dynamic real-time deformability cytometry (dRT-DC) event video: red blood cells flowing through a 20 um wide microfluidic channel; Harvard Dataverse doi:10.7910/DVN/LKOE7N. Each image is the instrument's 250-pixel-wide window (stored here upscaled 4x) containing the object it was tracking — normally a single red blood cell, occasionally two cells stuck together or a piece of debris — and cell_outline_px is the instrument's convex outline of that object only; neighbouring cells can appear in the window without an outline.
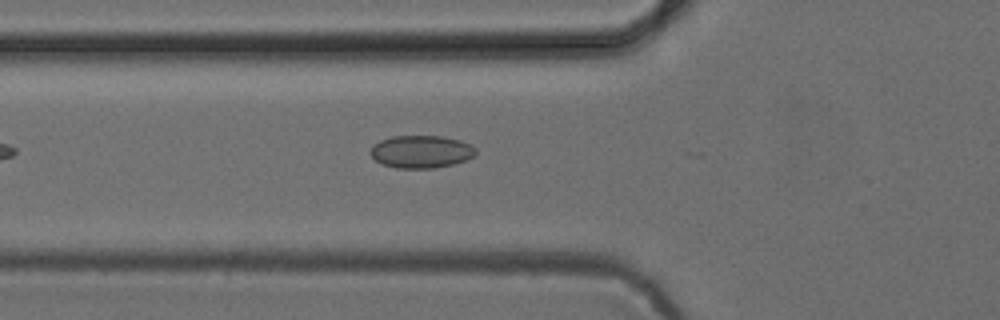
{"species": "common noctule bat (a hibernating species)", "species_latin": "Nyctalus noctula", "temperature_condition": "cold", "stored_images_in_passage": 6, "camera_frame_rate_fps": 3000, "um_per_image_px": 0.085, "animal": {"sex": "female", "body_mass_g": 24.6, "forearm_length_mm": 56.2}, "frame": {"image": 1, "passage_image": 4, "time_ms": 1.0, "image_size_px": [1000, 320], "cell_outline_px": [[476, 156], [452, 164], [436, 168], [396, 168], [384, 164], [376, 160], [368, 152], [372, 144], [380, 140], [392, 136], [440, 136], [460, 140], [472, 144], [476, 148]], "centroid_in_image_um": [35.8, 12.88], "position_along_channel_um": 90.0, "area_um2": 20.17}}